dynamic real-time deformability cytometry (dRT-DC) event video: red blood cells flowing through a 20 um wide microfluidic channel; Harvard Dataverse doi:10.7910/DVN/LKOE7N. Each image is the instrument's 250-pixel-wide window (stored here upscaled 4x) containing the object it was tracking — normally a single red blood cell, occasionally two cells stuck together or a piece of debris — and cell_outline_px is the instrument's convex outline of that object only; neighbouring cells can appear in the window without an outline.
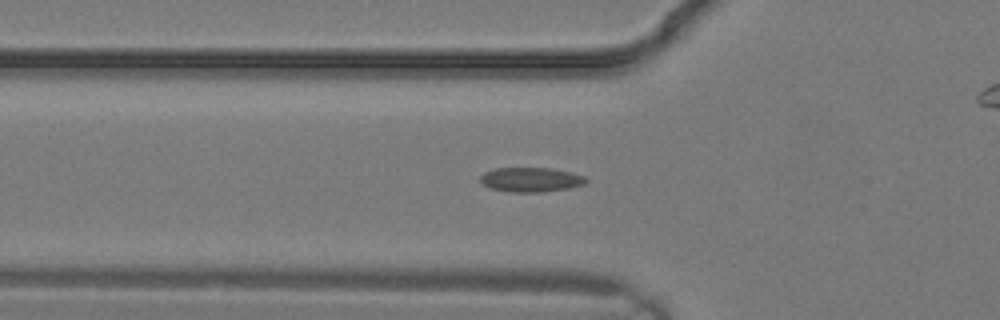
{"species": "common noctule bat (a hibernating species)", "species_latin": "Nyctalus noctula", "temperature_condition": "warm", "stored_images_in_passage": 28, "camera_frame_rate_fps": 3000, "um_per_image_px": 0.085, "animal": {"sex": "male", "body_mass_g": 19.2, "forearm_length_mm": 51.8}, "frame": {"image": 1, "passage_image": 9, "time_ms": 2.667, "image_size_px": [1000, 320], "cell_outline_px": [[588, 180], [584, 184], [568, 188], [540, 192], [512, 192], [492, 188], [484, 184], [480, 180], [480, 176], [484, 172], [496, 168], [552, 168], [572, 172], [584, 176]], "centroid_in_image_um": [45.14, 15.26], "position_along_channel_um": 80.7, "area_um2": 14.97}}
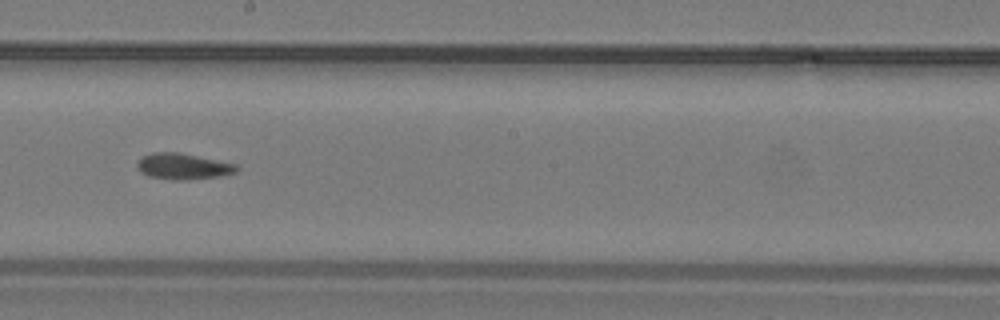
{"frame": {"image": 2, "passage_image": 15, "time_ms": 4.667, "image_size_px": [1000, 320], "cell_outline_px": [[240, 168], [236, 172], [220, 176], [188, 180], [172, 180], [148, 176], [140, 172], [136, 168], [136, 164], [140, 156], [152, 152], [180, 152], [236, 164]], "centroid_in_image_um": [15.52, 14.14], "position_along_channel_um": 232.7, "area_um2": 15.37}}
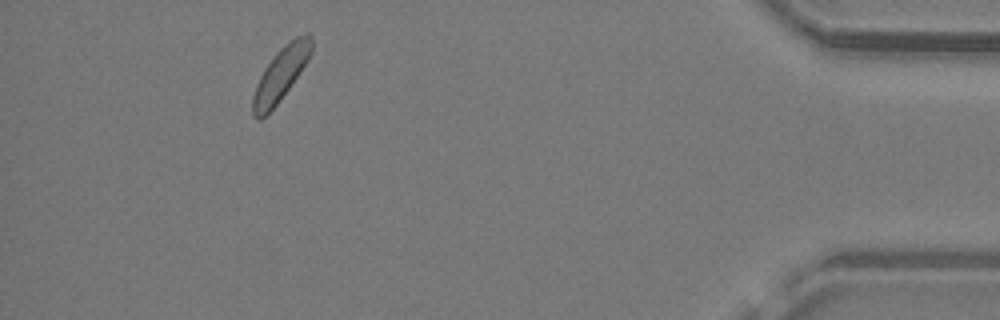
{"frame": {"image": 3, "passage_image": 28, "time_ms": 9.0, "image_size_px": [1000, 320], "cell_outline_px": [[312, 52], [308, 60], [280, 100], [260, 120], [256, 120], [252, 116], [252, 96], [256, 84], [264, 68], [276, 52], [280, 48], [296, 36], [304, 32], [308, 32], [312, 36]], "centroid_in_image_um": [23.85, 6.29], "position_along_channel_um": 411.4, "area_um2": 18.21}}